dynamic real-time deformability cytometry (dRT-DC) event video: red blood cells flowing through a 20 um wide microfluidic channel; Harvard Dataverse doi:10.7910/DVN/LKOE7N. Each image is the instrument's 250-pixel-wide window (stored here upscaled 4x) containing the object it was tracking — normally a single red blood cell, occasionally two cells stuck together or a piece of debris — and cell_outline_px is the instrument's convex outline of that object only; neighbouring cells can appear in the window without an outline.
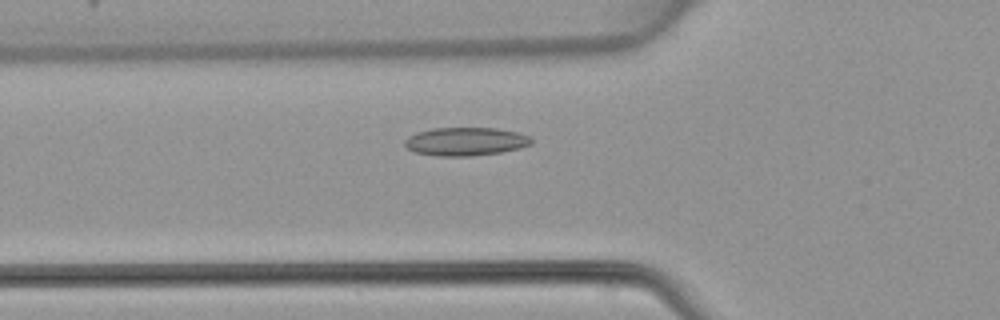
{"species": "common noctule bat (a hibernating species)", "species_latin": "Nyctalus noctula", "temperature_condition": "warm", "stored_images_in_passage": 47, "camera_frame_rate_fps": 3000, "um_per_image_px": 0.085, "animal": {"sex": "female", "body_mass_g": 22.7, "forearm_length_mm": 54.2}, "frame": {"image": 1, "passage_image": 16, "time_ms": 5.0, "image_size_px": [1000, 320], "cell_outline_px": [[532, 144], [520, 148], [500, 152], [472, 156], [436, 156], [412, 152], [404, 144], [404, 140], [408, 136], [416, 132], [432, 128], [496, 128], [516, 132], [532, 136]], "centroid_in_image_um": [39.56, 12.03], "position_along_channel_um": 86.2, "area_um2": 21.1}}
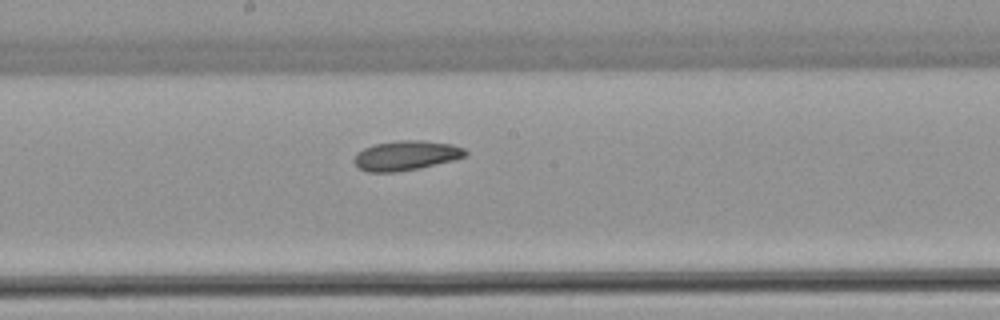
{"frame": {"image": 2, "passage_image": 25, "time_ms": 8.0, "image_size_px": [1000, 320], "cell_outline_px": [[468, 152], [464, 156], [456, 160], [420, 168], [396, 172], [368, 172], [356, 168], [352, 160], [356, 152], [372, 144], [400, 140], [420, 140], [452, 144], [464, 148]], "centroid_in_image_um": [34.47, 13.22], "position_along_channel_um": 213.7, "area_um2": 19.59}}
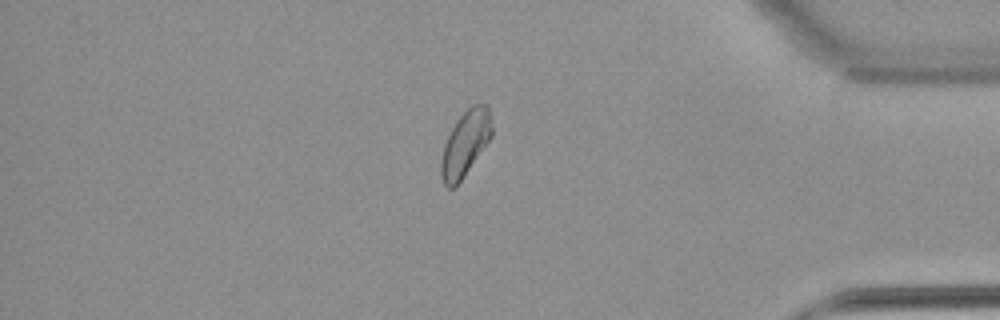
{"frame": {"image": 3, "passage_image": 40, "time_ms": 13.0, "image_size_px": [1000, 320], "cell_outline_px": [[492, 136], [464, 176], [452, 188], [448, 188], [444, 184], [440, 176], [440, 160], [444, 144], [456, 120], [472, 104], [488, 104], [492, 124]], "centroid_in_image_um": [39.54, 12.18], "position_along_channel_um": 395.7, "area_um2": 19.25}}